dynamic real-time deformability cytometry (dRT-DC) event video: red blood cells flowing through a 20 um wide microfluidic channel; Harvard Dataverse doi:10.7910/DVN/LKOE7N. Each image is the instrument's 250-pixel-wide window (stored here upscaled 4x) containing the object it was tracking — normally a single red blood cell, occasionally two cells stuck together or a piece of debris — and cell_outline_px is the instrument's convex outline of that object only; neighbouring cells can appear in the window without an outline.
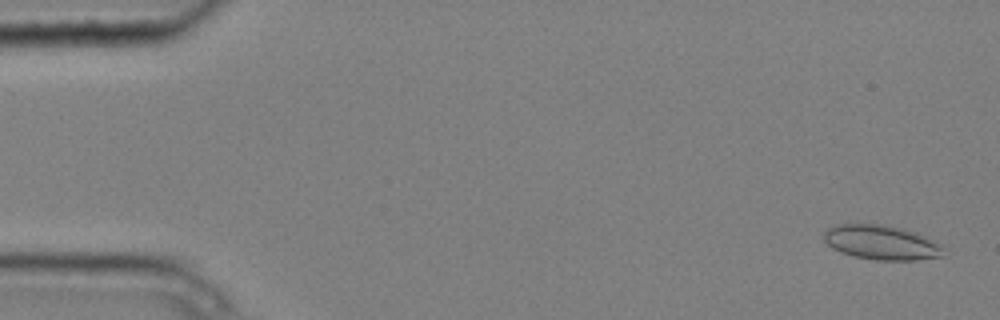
{"species": "common noctule bat (a hibernating species)", "species_latin": "Nyctalus noctula", "temperature_condition": "cold", "stored_images_in_passage": 8, "camera_frame_rate_fps": 3000, "um_per_image_px": 0.085, "animal": {"sex": "male", "body_mass_g": 20.4}, "frame": {"image": 1, "passage_image": 1, "time_ms": 0.0, "image_size_px": [1000, 320], "cell_outline_px": [[940, 256], [916, 260], [876, 260], [852, 256], [840, 252], [832, 248], [824, 240], [824, 232], [828, 228], [836, 224], [876, 224], [916, 232], [940, 244]], "centroid_in_image_um": [74.83, 20.61], "position_along_channel_um": 10.2, "area_um2": 23.58}}
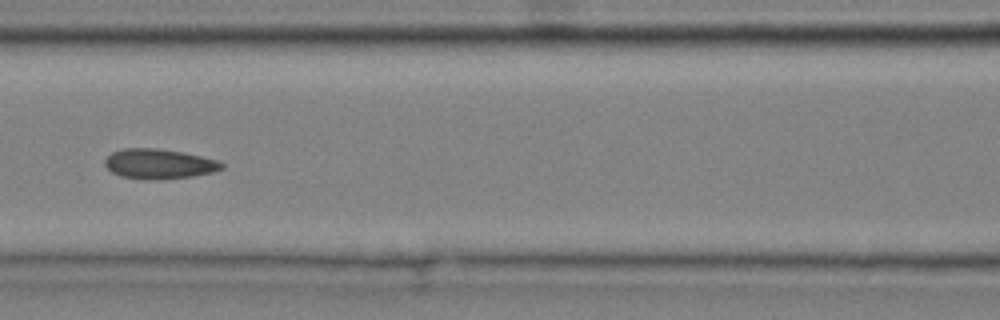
{"frame": {"image": 2, "passage_image": 6, "time_ms": 1.667, "image_size_px": [1000, 320], "cell_outline_px": [[224, 168], [212, 172], [192, 176], [160, 180], [120, 176], [112, 172], [104, 164], [104, 160], [112, 152], [124, 148], [156, 148], [184, 152], [216, 160], [224, 164]], "centroid_in_image_um": [13.51, 13.92], "position_along_channel_um": 153.1, "area_um2": 20.23}}
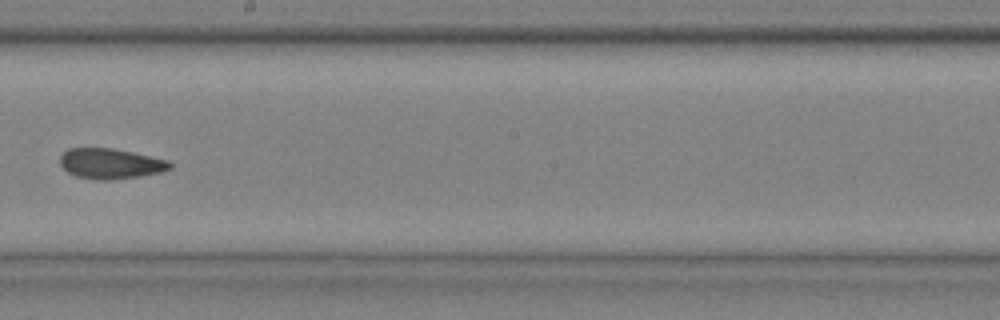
{"frame": {"image": 3, "passage_image": 8, "time_ms": 2.333, "image_size_px": [1000, 320], "cell_outline_px": [[172, 168], [160, 172], [140, 176], [108, 180], [96, 180], [76, 176], [68, 172], [60, 164], [60, 156], [68, 148], [112, 148], [132, 152], [168, 160], [172, 164]], "centroid_in_image_um": [9.39, 13.91], "position_along_channel_um": 238.8, "area_um2": 19.36}}